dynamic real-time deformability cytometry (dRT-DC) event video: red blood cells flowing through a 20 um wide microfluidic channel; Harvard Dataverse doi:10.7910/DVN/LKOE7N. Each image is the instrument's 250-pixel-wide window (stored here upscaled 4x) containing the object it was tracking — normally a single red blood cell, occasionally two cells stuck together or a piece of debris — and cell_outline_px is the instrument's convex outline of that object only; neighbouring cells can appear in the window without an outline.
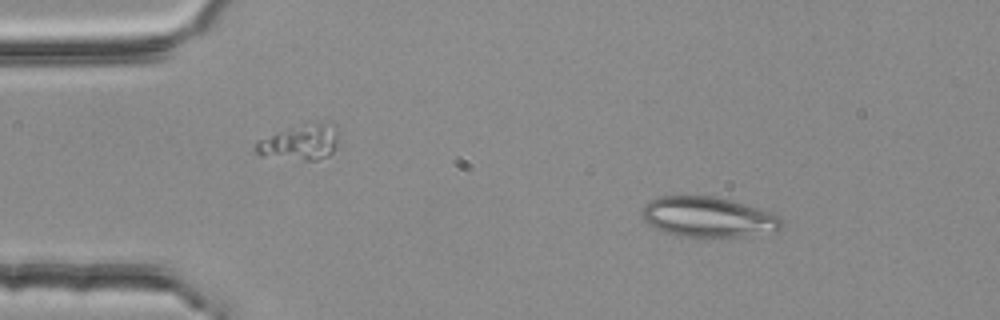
{"species": "common noctule bat (a hibernating species)", "species_latin": "Nyctalus noctula", "temperature_condition": "room temperature", "stored_images_in_passage": 4, "camera_frame_rate_fps": 3000, "um_per_image_px": 0.085, "animal": {"sex": "female", "body_mass_g": 25.1}, "frame": {"image": 1, "passage_image": 2, "time_ms": 0.333, "image_size_px": [1000, 320], "cell_outline_px": [[784, 224], [776, 232], [748, 236], [704, 240], [664, 232], [648, 224], [640, 216], [640, 212], [644, 204], [660, 196], [712, 196], [728, 200], [756, 208], [780, 216]], "centroid_in_image_um": [60.18, 18.5], "position_along_channel_um": 24.8, "area_um2": 33.41}}